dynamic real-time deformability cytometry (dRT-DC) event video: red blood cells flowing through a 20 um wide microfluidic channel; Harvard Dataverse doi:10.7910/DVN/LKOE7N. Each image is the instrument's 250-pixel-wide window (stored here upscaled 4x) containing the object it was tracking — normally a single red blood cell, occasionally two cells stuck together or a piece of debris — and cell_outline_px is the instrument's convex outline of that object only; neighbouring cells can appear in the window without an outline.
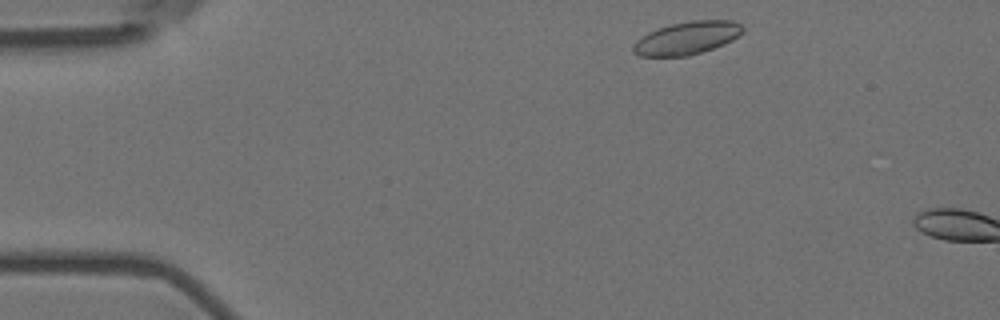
{"species": "Egyptian fruit bat (a non-hibernating species)", "species_latin": "Rousettus aegyptiacus", "temperature_condition": "room temperature", "stored_images_in_passage": 5, "camera_frame_rate_fps": 3000, "um_per_image_px": 0.085, "animal": {"sex": "female"}, "frame": {"image": 1, "passage_image": 2, "time_ms": 0.333, "image_size_px": [1000, 320], "cell_outline_px": [[744, 32], [732, 40], [724, 44], [688, 56], [640, 56], [632, 52], [632, 44], [636, 40], [648, 32], [672, 24], [692, 20], [732, 20], [740, 24], [744, 28]], "centroid_in_image_um": [58.39, 3.23], "position_along_channel_um": 26.6, "area_um2": 20.92}}